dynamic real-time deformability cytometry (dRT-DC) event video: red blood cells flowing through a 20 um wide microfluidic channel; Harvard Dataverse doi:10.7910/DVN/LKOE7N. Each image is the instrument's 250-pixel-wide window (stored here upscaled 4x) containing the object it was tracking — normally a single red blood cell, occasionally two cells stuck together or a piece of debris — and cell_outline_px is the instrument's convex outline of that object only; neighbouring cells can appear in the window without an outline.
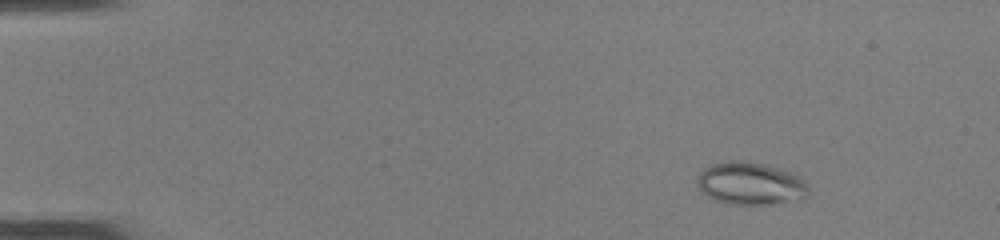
{"species": "common noctule bat (a hibernating species)", "species_latin": "Nyctalus noctula", "temperature_condition": "room temperature", "stored_images_in_passage": 49, "camera_frame_rate_fps": 3000, "um_per_image_px": 0.085, "animal": {"sex": "female", "body_mass_g": 22.0, "forearm_length_mm": 56.7}, "frame": {"image": 1, "passage_image": 6, "time_ms": 1.667, "image_size_px": [1000, 240], "cell_outline_px": [[808, 196], [800, 200], [764, 204], [732, 204], [716, 200], [708, 196], [696, 184], [696, 180], [700, 172], [704, 168], [712, 164], [728, 160], [740, 160], [764, 164], [788, 172], [804, 180], [808, 184]], "centroid_in_image_um": [63.78, 15.6], "position_along_channel_um": 21.2, "area_um2": 27.4}}
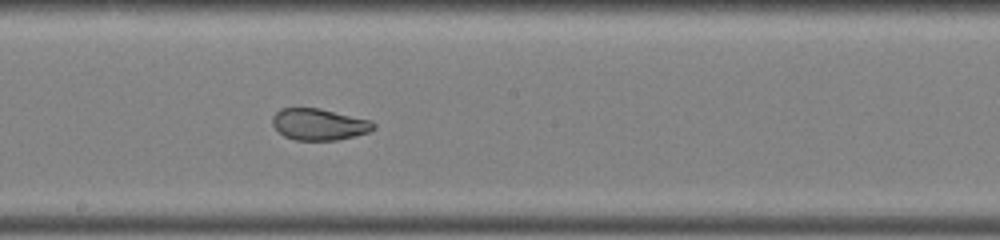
{"frame": {"image": 2, "passage_image": 28, "time_ms": 9.0, "image_size_px": [1000, 240], "cell_outline_px": [[376, 128], [368, 132], [336, 140], [296, 140], [284, 136], [272, 124], [272, 116], [280, 108], [320, 108], [372, 120], [376, 124]], "centroid_in_image_um": [27.13, 10.56], "position_along_channel_um": 221.1, "area_um2": 18.61}}
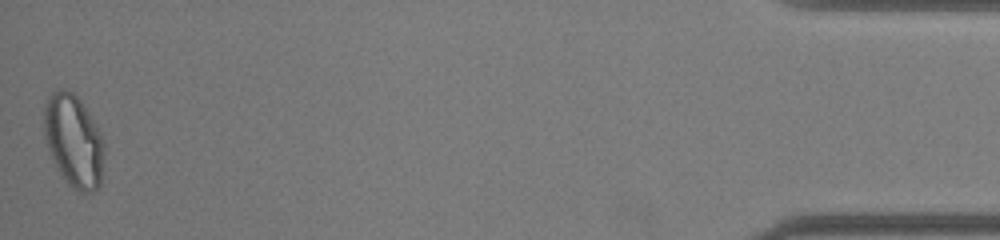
{"frame": {"image": 3, "passage_image": 49, "time_ms": 16.0, "image_size_px": [1000, 240], "cell_outline_px": [[104, 152], [100, 188], [92, 192], [80, 192], [72, 188], [68, 184], [56, 168], [48, 148], [44, 136], [44, 104], [48, 96], [56, 88], [60, 88], [72, 92], [80, 100], [88, 112], [100, 132], [104, 144]], "centroid_in_image_um": [6.25, 11.98], "position_along_channel_um": 428.9, "area_um2": 32.6}, "authors_computed_cell_mechanics": {"area_um2": 24.5072, "velocity_mm_per_s": 4.1226, "shape_relaxation_time_tau1_ms": null, "shape_relaxation_time_tau2_ms": 1.023, "deformation_change_tau1": null, "deformation_change_tau2": 0.0584}}